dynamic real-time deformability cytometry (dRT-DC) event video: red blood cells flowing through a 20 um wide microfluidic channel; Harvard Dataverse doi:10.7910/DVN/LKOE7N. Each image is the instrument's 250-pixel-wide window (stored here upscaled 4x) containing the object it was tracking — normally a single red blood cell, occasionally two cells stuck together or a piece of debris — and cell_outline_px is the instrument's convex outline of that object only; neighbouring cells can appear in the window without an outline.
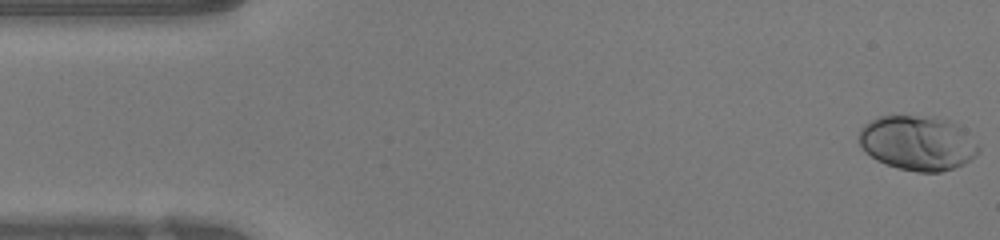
{"species": "human", "species_latin": "Homo sapiens", "temperature_condition": "warm", "stored_images_in_passage": 47, "camera_frame_rate_fps": 3000, "um_per_image_px": 0.085, "donor": {"sex": "female"}, "frame": {"image": 1, "passage_image": 1, "time_ms": 0.0, "image_size_px": [1000, 240], "cell_outline_px": [[980, 152], [976, 156], [964, 164], [940, 172], [916, 172], [896, 168], [876, 160], [860, 144], [860, 128], [864, 124], [880, 116], [936, 116], [948, 120], [956, 124], [980, 148]], "centroid_in_image_um": [78.0, 12.16], "position_along_channel_um": 7.0, "area_um2": 37.8}}
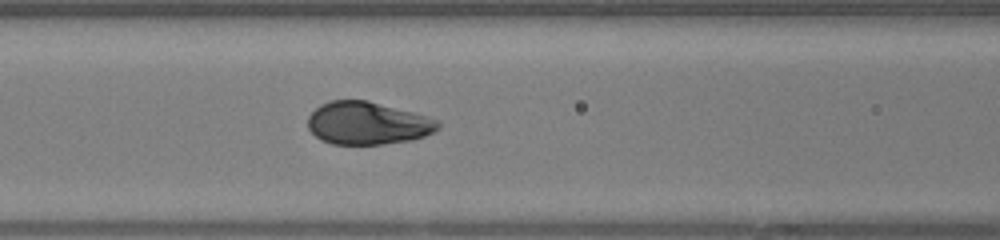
{"frame": {"image": 2, "passage_image": 19, "time_ms": 6.0, "image_size_px": [1000, 240], "cell_outline_px": [[440, 128], [424, 136], [412, 140], [380, 144], [332, 144], [320, 140], [308, 128], [308, 116], [320, 104], [332, 100], [368, 100], [428, 116], [436, 120], [440, 124]], "centroid_in_image_um": [31.23, 10.47], "position_along_channel_um": 135.4, "area_um2": 32.37}}
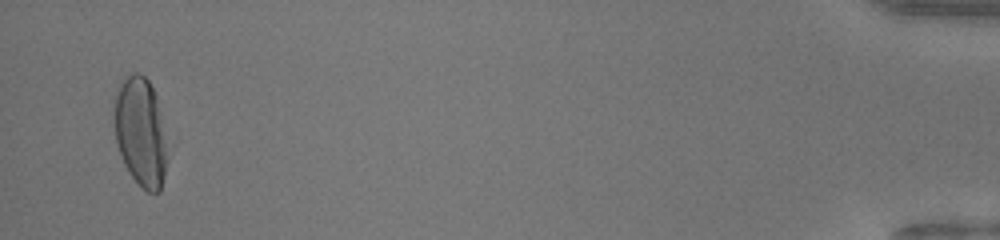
{"frame": {"image": 3, "passage_image": 46, "time_ms": 15.0, "image_size_px": [1000, 240], "cell_outline_px": [[168, 156], [164, 176], [160, 192], [148, 192], [128, 172], [120, 156], [116, 144], [112, 124], [112, 112], [120, 80], [124, 76], [132, 72], [140, 72], [148, 80], [156, 96], [168, 140]], "centroid_in_image_um": [11.94, 11.18], "position_along_channel_um": 423.3, "area_um2": 34.8}, "authors_computed_cell_mechanics": {"area_um2": 33.5818, "velocity_mm_per_s": 4.2485, "shape_relaxation_time_tau1_ms": 2.5051, "shape_relaxation_time_tau2_ms": null, "deformation_change_tau1": 0.1928, "deformation_change_tau2": null}}